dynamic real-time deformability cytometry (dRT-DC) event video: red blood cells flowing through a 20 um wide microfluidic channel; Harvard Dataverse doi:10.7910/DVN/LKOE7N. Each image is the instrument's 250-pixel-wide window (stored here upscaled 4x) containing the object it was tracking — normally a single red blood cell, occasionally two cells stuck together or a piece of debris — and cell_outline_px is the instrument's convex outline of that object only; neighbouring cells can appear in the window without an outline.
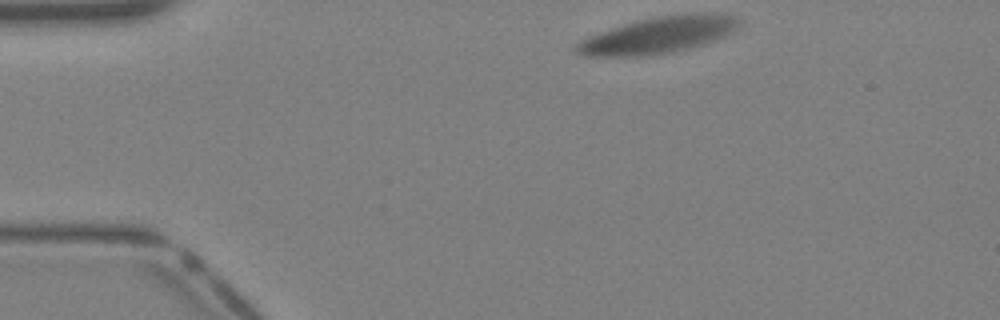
{"species": "Egyptian fruit bat (a non-hibernating species)", "species_latin": "Rousettus aegyptiacus", "temperature_condition": "warm", "stored_images_in_passage": 45, "segment_of_instrument_passage": [1, 2], "camera_frame_rate_fps": 3000, "um_per_image_px": 0.085, "animal": {"sex": "female"}, "frame": {"image": 1, "passage_image": 1, "time_ms": 0.0, "image_size_px": [1000, 320], "cell_outline_px": [[740, 24], [732, 32], [700, 44], [688, 48], [672, 52], [648, 56], [584, 56], [576, 52], [572, 48], [580, 40], [588, 36], [612, 28], [640, 20], [660, 16], [732, 16], [740, 20]], "centroid_in_image_um": [55.78, 3.05], "position_along_channel_um": 29.2, "area_um2": 32.89}}
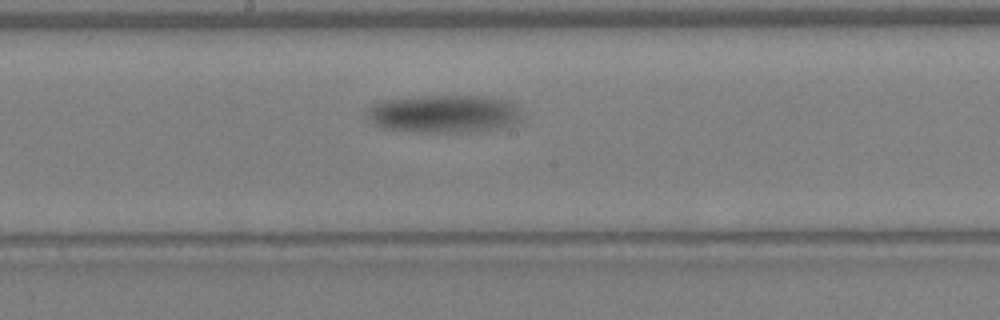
{"frame": {"image": 2, "passage_image": 20, "time_ms": 6.333, "image_size_px": [1000, 320], "cell_outline_px": [[520, 116], [508, 128], [468, 132], [412, 132], [380, 128], [372, 124], [368, 120], [368, 108], [372, 104], [384, 100], [424, 96], [488, 96], [508, 100], [520, 112]], "centroid_in_image_um": [37.7, 9.69], "position_along_channel_um": 210.5, "area_um2": 34.45}}
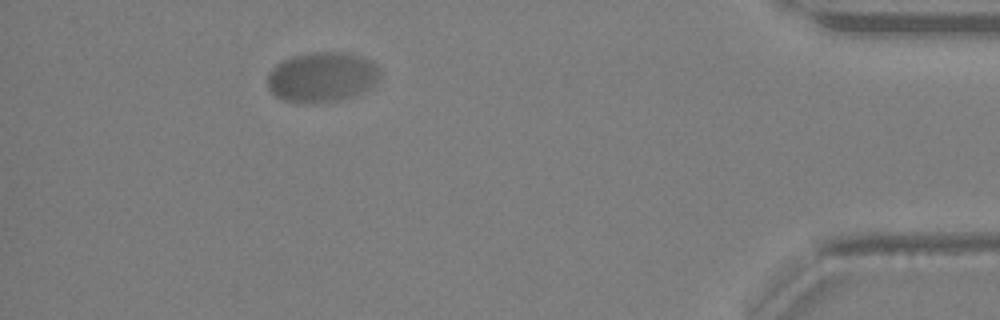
{"frame": {"image": 3, "passage_image": 39, "time_ms": 12.667, "image_size_px": [1000, 320], "cell_outline_px": [[380, 76], [364, 92], [352, 96], [336, 100], [304, 104], [300, 104], [284, 100], [276, 96], [268, 88], [268, 72], [276, 64], [292, 56], [308, 52], [344, 52], [360, 56], [376, 64], [380, 72]], "centroid_in_image_um": [27.33, 6.55], "position_along_channel_um": 407.9, "area_um2": 32.77}}